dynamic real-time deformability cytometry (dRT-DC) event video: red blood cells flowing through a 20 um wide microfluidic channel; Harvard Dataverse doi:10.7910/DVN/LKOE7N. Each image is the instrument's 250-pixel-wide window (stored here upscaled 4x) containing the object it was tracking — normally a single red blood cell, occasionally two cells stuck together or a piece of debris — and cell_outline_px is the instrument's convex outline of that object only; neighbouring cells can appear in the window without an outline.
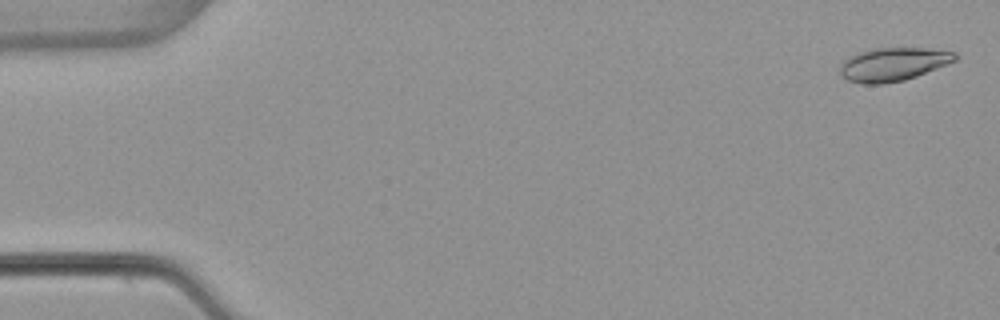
{"species": "common noctule bat (a hibernating species)", "species_latin": "Nyctalus noctula", "temperature_condition": "warm", "stored_images_in_passage": 54, "camera_frame_rate_fps": 3000, "um_per_image_px": 0.085, "animal": {"sex": "female", "body_mass_g": 22.7, "forearm_length_mm": 54.2}, "frame": {"image": 1, "passage_image": 2, "time_ms": 0.333, "image_size_px": [1000, 320], "cell_outline_px": [[960, 56], [956, 60], [948, 64], [916, 76], [904, 80], [884, 84], [860, 84], [848, 80], [840, 76], [840, 64], [844, 60], [860, 52], [876, 48], [924, 48], [956, 52]], "centroid_in_image_um": [75.93, 5.47], "position_along_channel_um": 9.1, "area_um2": 22.43}}
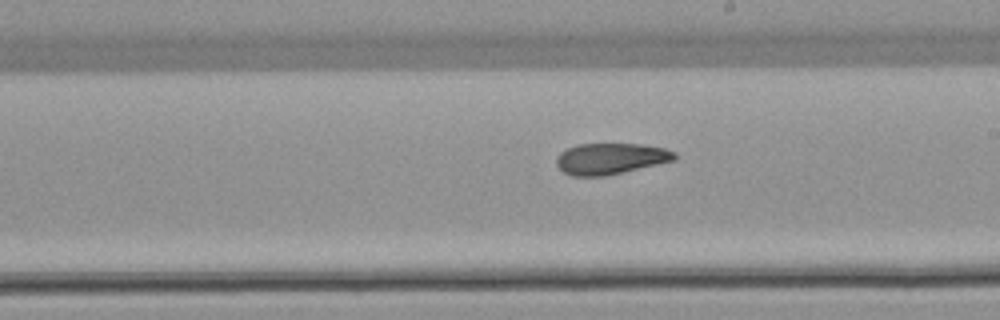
{"frame": {"image": 2, "passage_image": 31, "time_ms": 10.0, "image_size_px": [1000, 320], "cell_outline_px": [[676, 160], [604, 176], [572, 176], [564, 172], [556, 164], [556, 156], [560, 152], [568, 148], [580, 144], [640, 144], [664, 148], [676, 152]], "centroid_in_image_um": [51.89, 13.48], "position_along_channel_um": 237.1, "area_um2": 21.33}}
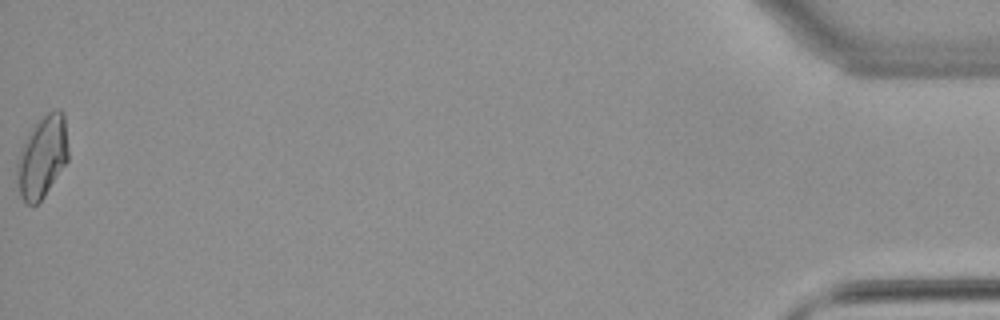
{"frame": {"image": 3, "passage_image": 54, "time_ms": 17.667, "image_size_px": [1000, 320], "cell_outline_px": [[68, 160], [44, 196], [36, 204], [28, 204], [20, 196], [16, 180], [16, 160], [20, 148], [32, 128], [48, 112], [56, 108], [60, 108], [64, 112], [68, 152]], "centroid_in_image_um": [3.58, 13.32], "position_along_channel_um": 431.6, "area_um2": 24.45}, "authors_computed_cell_mechanics": {"area_um2": 22.0796, "velocity_mm_per_s": 3.852, "shape_relaxation_time_tau1_ms": 8.5665, "shape_relaxation_time_tau2_ms": 3.6077, "deformation_change_tau1": 0.207, "deformation_change_tau2": 0.0913}}